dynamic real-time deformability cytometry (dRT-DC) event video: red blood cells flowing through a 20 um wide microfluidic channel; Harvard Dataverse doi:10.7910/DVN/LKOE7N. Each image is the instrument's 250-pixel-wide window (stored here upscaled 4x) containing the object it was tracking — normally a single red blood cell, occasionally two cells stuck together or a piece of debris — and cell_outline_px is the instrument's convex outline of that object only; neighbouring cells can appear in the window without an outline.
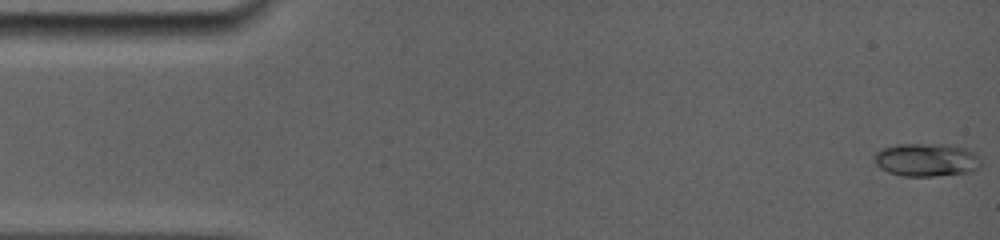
{"species": "common noctule bat (a hibernating species)", "species_latin": "Nyctalus noctula", "temperature_condition": "room temperature", "stored_images_in_passage": 61, "camera_frame_rate_fps": 5000, "um_per_image_px": 0.085, "animal": {"sex": "female", "body_mass_g": 19.0, "forearm_length_mm": 56.7}, "frame": {"image": 1, "passage_image": 1, "time_ms": 0.0, "image_size_px": [1000, 240], "cell_outline_px": [[980, 168], [972, 172], [936, 176], [900, 176], [888, 172], [880, 168], [872, 160], [872, 156], [880, 148], [896, 144], [948, 144], [968, 148], [976, 152], [980, 164]], "centroid_in_image_um": [78.73, 13.58], "position_along_channel_um": 6.3, "area_um2": 21.15}}
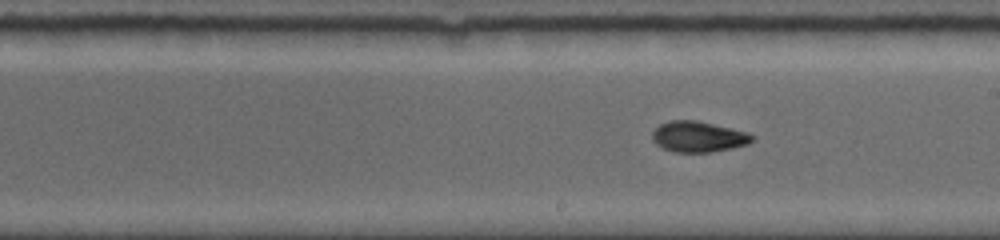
{"frame": {"image": 2, "passage_image": 32, "time_ms": 9.0, "image_size_px": [1000, 240], "cell_outline_px": [[756, 136], [748, 144], [732, 148], [712, 152], [672, 152], [656, 144], [652, 140], [652, 132], [660, 124], [668, 120], [696, 120], [744, 132]], "centroid_in_image_um": [59.31, 11.63], "position_along_channel_um": 229.7, "area_um2": 17.74}}
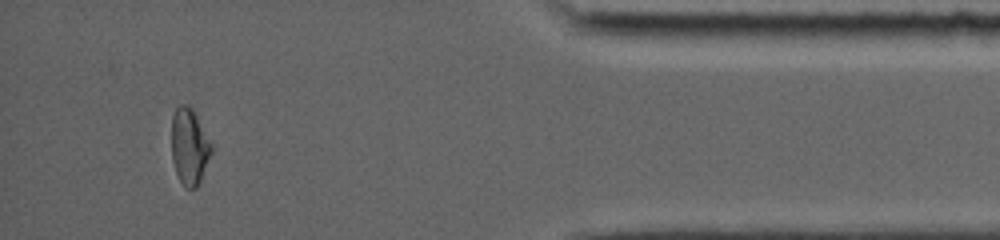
{"frame": {"image": 3, "passage_image": 55, "time_ms": 14.8, "image_size_px": [1000, 240], "cell_outline_px": [[212, 152], [200, 180], [196, 188], [184, 188], [176, 172], [172, 160], [172, 116], [176, 108], [180, 104], [188, 104], [192, 108], [212, 144]], "centroid_in_image_um": [16.09, 12.44], "position_along_channel_um": 419.1, "area_um2": 17.63}, "authors_computed_cell_mechanics": {"area_um2": 17.8602, "velocity_mm_per_s": 3.8763, "shape_relaxation_time_tau1_ms": 10.9305, "shape_relaxation_time_tau2_ms": 2.086, "deformation_change_tau1": 0.2238, "deformation_change_tau2": 0.0465}}